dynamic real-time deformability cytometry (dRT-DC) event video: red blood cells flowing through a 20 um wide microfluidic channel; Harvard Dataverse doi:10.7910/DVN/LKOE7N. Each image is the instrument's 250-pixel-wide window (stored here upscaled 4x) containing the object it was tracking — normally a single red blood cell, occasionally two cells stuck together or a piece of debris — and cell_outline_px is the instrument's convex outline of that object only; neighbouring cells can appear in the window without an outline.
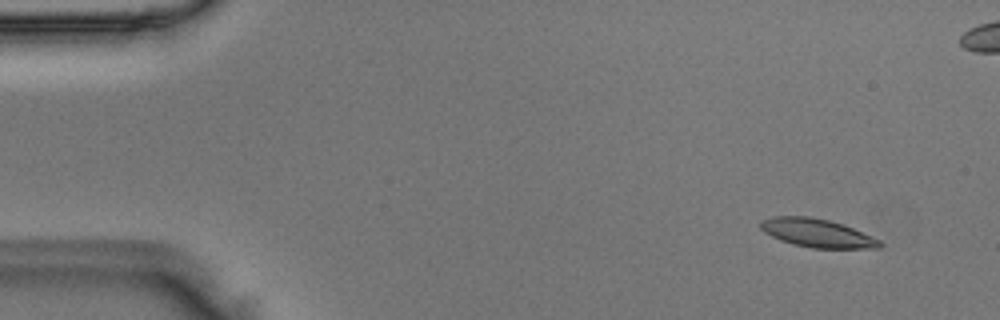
{"species": "Egyptian fruit bat (a non-hibernating species)", "species_latin": "Rousettus aegyptiacus", "temperature_condition": "room temperature", "stored_images_in_passage": 52, "camera_frame_rate_fps": 3000, "um_per_image_px": 0.085, "animal": {"sex": "male"}, "frame": {"image": 1, "passage_image": 4, "time_ms": 1.0, "image_size_px": [1000, 320], "cell_outline_px": [[884, 244], [880, 248], [812, 248], [792, 244], [780, 240], [764, 232], [760, 228], [760, 220], [772, 216], [808, 216], [828, 220], [844, 224], [872, 236], [880, 240]], "centroid_in_image_um": [69.45, 19.8], "position_along_channel_um": 15.5, "area_um2": 19.88}}
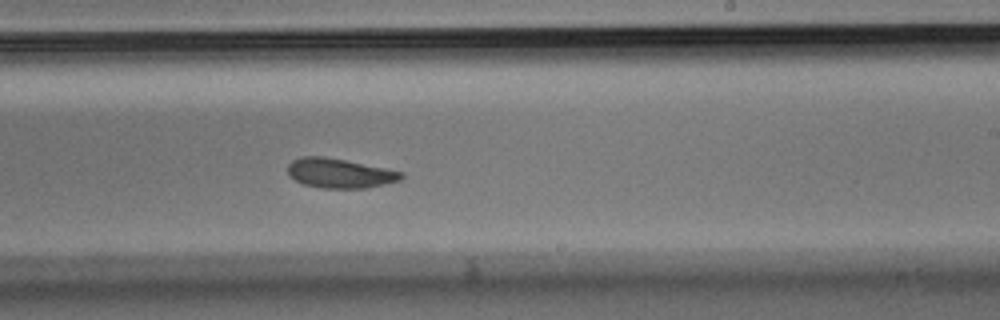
{"frame": {"image": 2, "passage_image": 31, "time_ms": 10.0, "image_size_px": [1000, 320], "cell_outline_px": [[404, 176], [400, 180], [368, 188], [320, 188], [304, 184], [288, 176], [288, 164], [292, 160], [300, 156], [324, 156], [404, 172]], "centroid_in_image_um": [28.85, 14.72], "position_along_channel_um": 260.2, "area_um2": 19.54}}
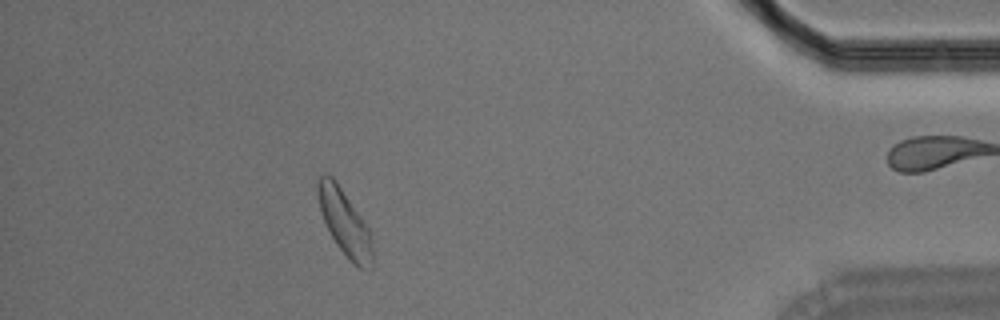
{"frame": {"image": 3, "passage_image": 46, "time_ms": 15.0, "image_size_px": [1000, 320], "cell_outline_px": [[372, 264], [368, 268], [360, 268], [352, 264], [348, 260], [336, 244], [324, 220], [320, 208], [316, 192], [316, 180], [320, 172], [324, 172], [332, 176], [336, 180], [368, 228], [372, 248]], "centroid_in_image_um": [29.24, 18.86], "position_along_channel_um": 406.0, "area_um2": 20.75}}